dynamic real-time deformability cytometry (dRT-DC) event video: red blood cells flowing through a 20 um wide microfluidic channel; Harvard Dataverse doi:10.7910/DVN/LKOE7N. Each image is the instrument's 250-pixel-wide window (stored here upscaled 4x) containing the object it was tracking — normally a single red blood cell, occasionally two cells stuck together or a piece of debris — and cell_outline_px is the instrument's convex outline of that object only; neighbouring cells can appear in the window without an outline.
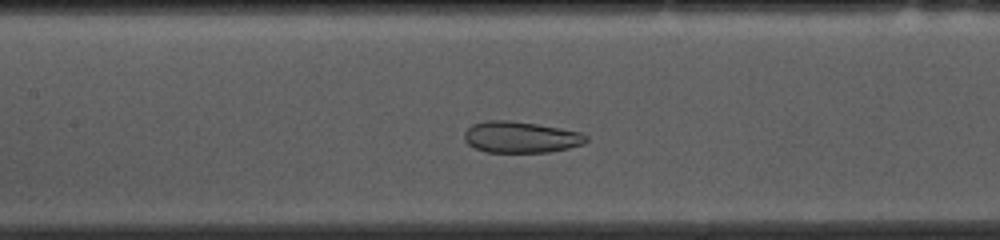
{"species": "common noctule bat (a hibernating species)", "species_latin": "Nyctalus noctula", "temperature_condition": "cold", "stored_images_in_passage": 39, "camera_frame_rate_fps": 3000, "um_per_image_px": 0.085, "animal": {"sex": "female", "body_mass_g": 10.0, "forearm_length_mm": 53.1}, "frame": {"image": 1, "passage_image": 19, "time_ms": 6.0, "image_size_px": [1000, 240], "cell_outline_px": [[588, 140], [584, 144], [568, 148], [548, 152], [484, 152], [468, 144], [464, 140], [464, 132], [472, 124], [488, 120], [508, 120], [536, 124], [580, 132], [588, 136]], "centroid_in_image_um": [44.25, 11.66], "position_along_channel_um": 163.2, "area_um2": 22.2}}
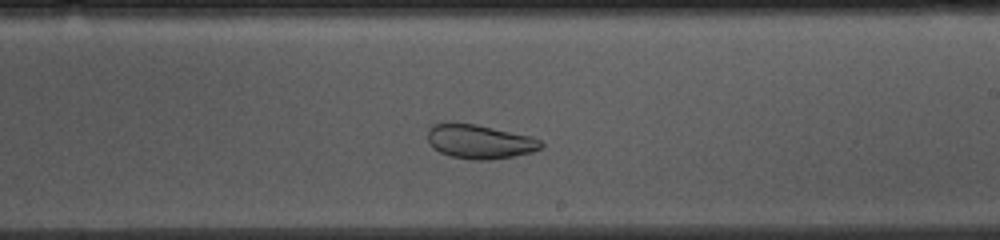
{"frame": {"image": 2, "passage_image": 26, "time_ms": 8.333, "image_size_px": [1000, 240], "cell_outline_px": [[544, 144], [540, 148], [532, 152], [492, 160], [476, 160], [452, 156], [440, 152], [432, 148], [428, 144], [428, 128], [432, 124], [476, 124], [532, 136], [540, 140]], "centroid_in_image_um": [40.78, 12.04], "position_along_channel_um": 248.2, "area_um2": 22.37}}
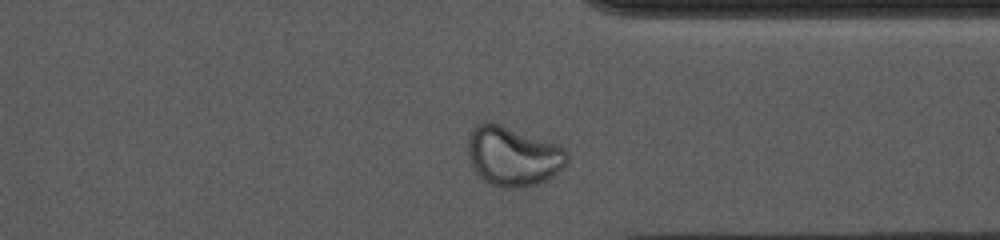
{"frame": {"image": 3, "passage_image": 36, "time_ms": 11.667, "image_size_px": [1000, 240], "cell_outline_px": [[568, 160], [552, 176], [536, 184], [524, 188], [500, 188], [484, 180], [472, 168], [468, 156], [468, 136], [476, 124], [484, 120], [500, 124], [556, 144], [564, 148], [568, 152]], "centroid_in_image_um": [43.56, 13.27], "position_along_channel_um": 367.8, "area_um2": 34.33}}